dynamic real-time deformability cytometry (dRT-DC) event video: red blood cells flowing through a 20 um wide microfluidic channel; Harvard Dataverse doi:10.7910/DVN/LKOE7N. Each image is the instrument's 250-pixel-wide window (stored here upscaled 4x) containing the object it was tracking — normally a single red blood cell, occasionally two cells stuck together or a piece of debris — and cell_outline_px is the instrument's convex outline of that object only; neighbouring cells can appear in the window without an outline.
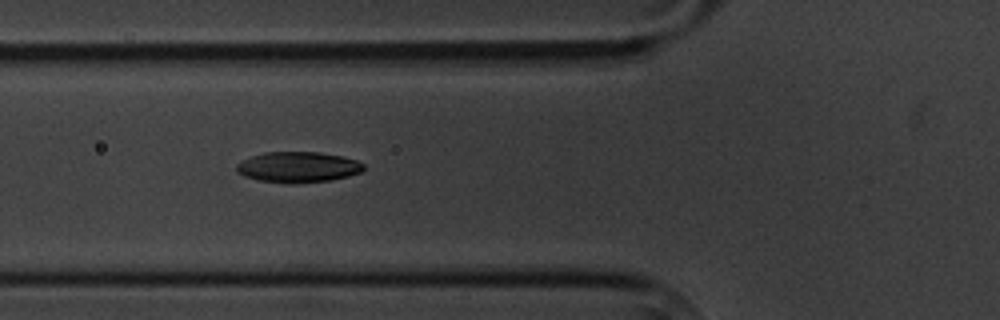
{"species": "common noctule bat (a hibernating species)", "species_latin": "Nyctalus noctula", "temperature_condition": "cold", "stored_images_in_passage": 8, "camera_frame_rate_fps": 3000, "um_per_image_px": 0.085, "animal": {"sex": "male", "body_mass_g": 20.1, "forearm_length_mm": 53.5}, "frame": {"image": 1, "passage_image": 6, "time_ms": 5.667, "image_size_px": [1000, 320], "cell_outline_px": [[364, 172], [332, 180], [296, 184], [288, 184], [260, 180], [244, 176], [236, 172], [236, 164], [252, 156], [264, 152], [320, 152], [344, 156], [356, 160], [364, 164]], "centroid_in_image_um": [25.37, 14.21], "position_along_channel_um": 100.4, "area_um2": 23.0}}
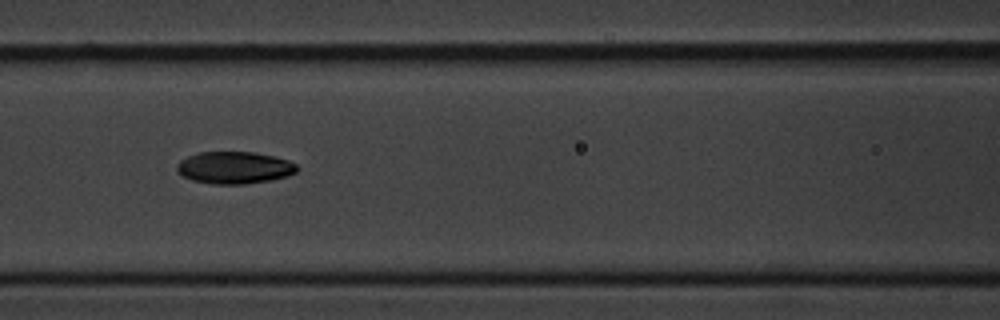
{"frame": {"image": 2, "passage_image": 7, "time_ms": 7.0, "image_size_px": [1000, 320], "cell_outline_px": [[300, 168], [296, 172], [288, 176], [272, 180], [244, 184], [212, 184], [192, 180], [176, 172], [176, 164], [180, 160], [188, 156], [200, 152], [256, 152], [288, 160], [296, 164]], "centroid_in_image_um": [19.93, 14.25], "position_along_channel_um": 146.7, "area_um2": 22.66}}
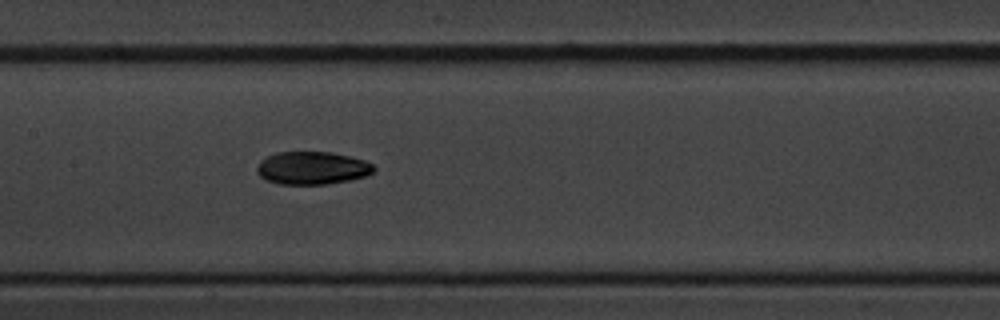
{"frame": {"image": 3, "passage_image": 8, "time_ms": 8.0, "image_size_px": [1000, 320], "cell_outline_px": [[376, 168], [372, 172], [364, 176], [348, 180], [328, 184], [280, 184], [268, 180], [260, 176], [256, 172], [256, 168], [260, 160], [276, 152], [332, 152], [364, 160], [372, 164]], "centroid_in_image_um": [26.51, 14.27], "position_along_channel_um": 180.9, "area_um2": 22.25}}